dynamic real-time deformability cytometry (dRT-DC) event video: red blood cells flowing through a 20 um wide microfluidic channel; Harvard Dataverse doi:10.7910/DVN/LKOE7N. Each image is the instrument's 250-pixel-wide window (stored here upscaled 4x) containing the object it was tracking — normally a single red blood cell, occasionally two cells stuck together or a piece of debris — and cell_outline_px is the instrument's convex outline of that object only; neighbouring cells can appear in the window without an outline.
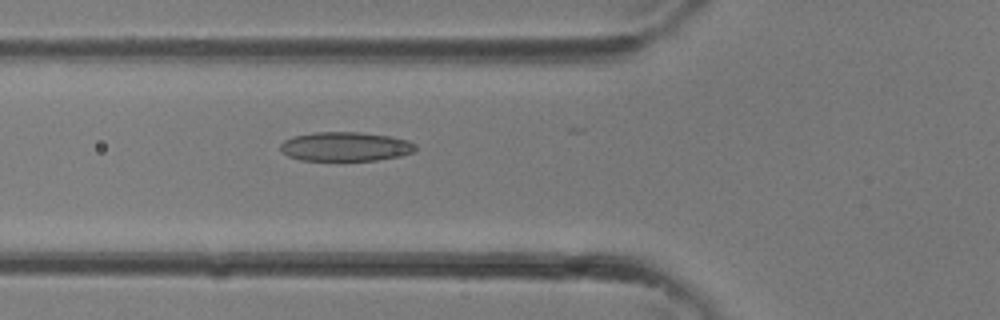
{"species": "common noctule bat (a hibernating species)", "species_latin": "Nyctalus noctula", "temperature_condition": "room temperature", "stored_images_in_passage": 27, "camera_frame_rate_fps": 3000, "um_per_image_px": 0.085, "animal": {"sex": "female"}, "frame": {"image": 1, "passage_image": 11, "time_ms": 3.333, "image_size_px": [1000, 320], "cell_outline_px": [[416, 148], [412, 152], [400, 156], [376, 160], [300, 160], [288, 156], [280, 148], [280, 144], [284, 140], [292, 136], [312, 132], [360, 132], [388, 136], [408, 140], [416, 144]], "centroid_in_image_um": [29.34, 12.45], "position_along_channel_um": 96.5, "area_um2": 22.95}}
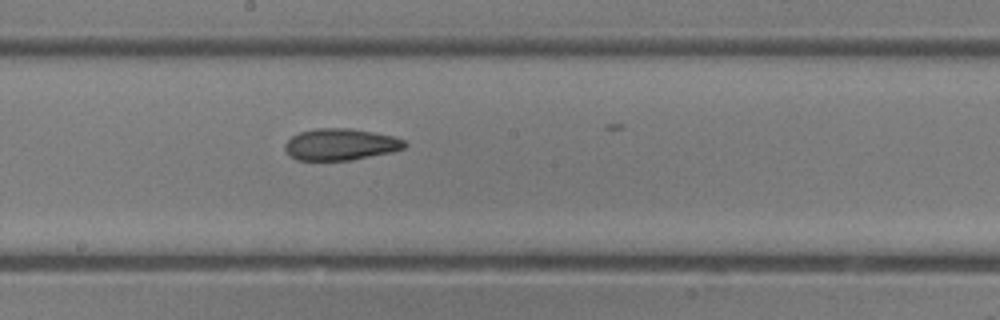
{"frame": {"image": 2, "passage_image": 17, "time_ms": 5.333, "image_size_px": [1000, 320], "cell_outline_px": [[408, 144], [404, 148], [392, 152], [352, 160], [296, 160], [288, 156], [284, 148], [284, 144], [292, 136], [300, 132], [316, 128], [352, 128], [392, 136], [404, 140]], "centroid_in_image_um": [28.92, 12.28], "position_along_channel_um": 219.3, "area_um2": 22.2}}
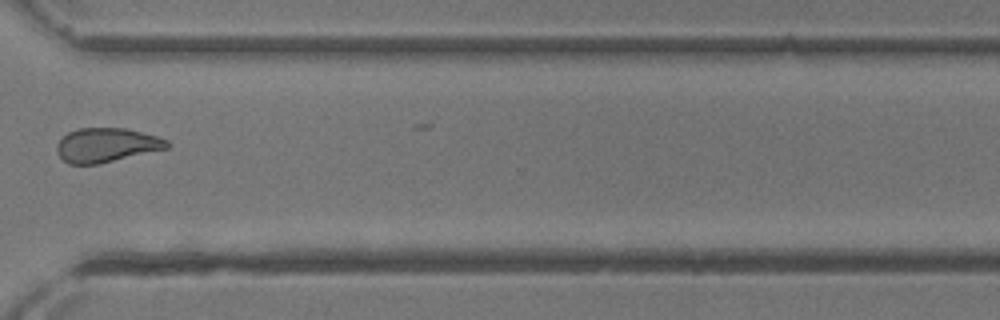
{"frame": {"image": 3, "passage_image": 24, "time_ms": 7.667, "image_size_px": [1000, 320], "cell_outline_px": [[172, 144], [168, 148], [96, 164], [68, 164], [60, 156], [56, 148], [56, 144], [68, 132], [80, 128], [124, 128], [156, 136], [168, 140]], "centroid_in_image_um": [9.05, 12.33], "position_along_channel_um": 361.5, "area_um2": 21.68}}